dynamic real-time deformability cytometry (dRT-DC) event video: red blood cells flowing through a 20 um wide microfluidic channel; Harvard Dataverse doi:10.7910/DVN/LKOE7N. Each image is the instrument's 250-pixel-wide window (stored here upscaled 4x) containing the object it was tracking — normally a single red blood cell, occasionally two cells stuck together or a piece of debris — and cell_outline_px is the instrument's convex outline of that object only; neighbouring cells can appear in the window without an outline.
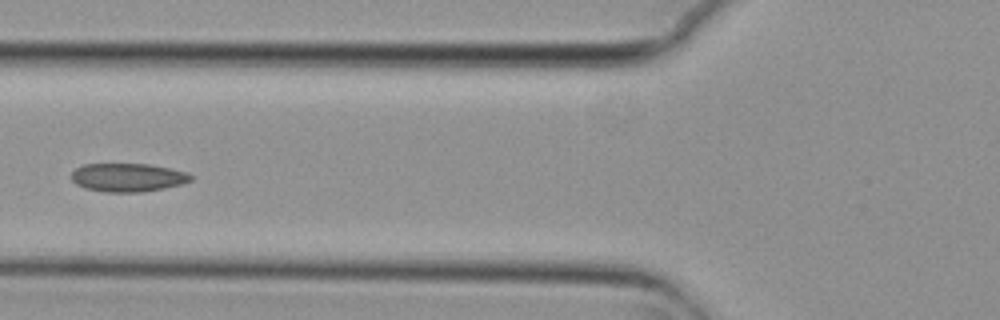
{"species": "common noctule bat (a hibernating species)", "species_latin": "Nyctalus noctula", "temperature_condition": "cold", "stored_images_in_passage": 8, "camera_frame_rate_fps": 3000, "um_per_image_px": 0.085, "animal": {"sex": "female", "body_mass_g": 29.2, "forearm_length_mm": 56.3}, "frame": {"image": 1, "passage_image": 5, "time_ms": 1.333, "image_size_px": [1000, 320], "cell_outline_px": [[192, 180], [180, 184], [164, 188], [144, 192], [104, 192], [84, 188], [76, 184], [72, 180], [72, 172], [76, 168], [84, 164], [148, 164], [172, 168], [188, 172], [192, 176]], "centroid_in_image_um": [10.87, 15.08], "position_along_channel_um": 114.9, "area_um2": 19.88}}
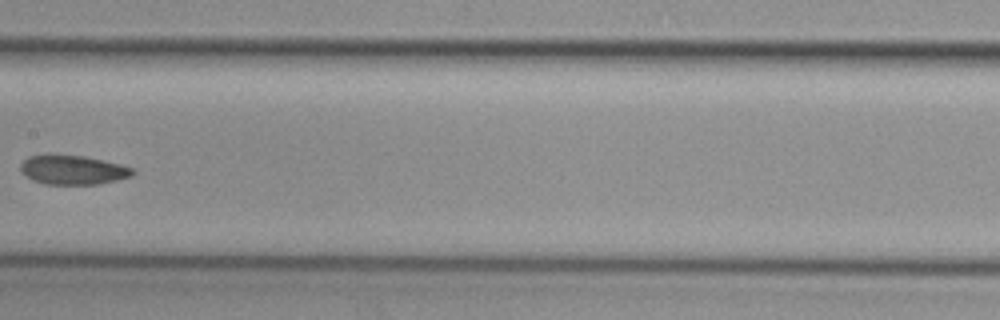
{"frame": {"image": 2, "passage_image": 7, "time_ms": 2.0, "image_size_px": [1000, 320], "cell_outline_px": [[136, 172], [132, 176], [116, 180], [96, 184], [44, 184], [32, 180], [20, 168], [20, 164], [28, 156], [84, 156], [120, 164], [136, 168]], "centroid_in_image_um": [6.26, 14.46], "position_along_channel_um": 201.1, "area_um2": 18.73}}
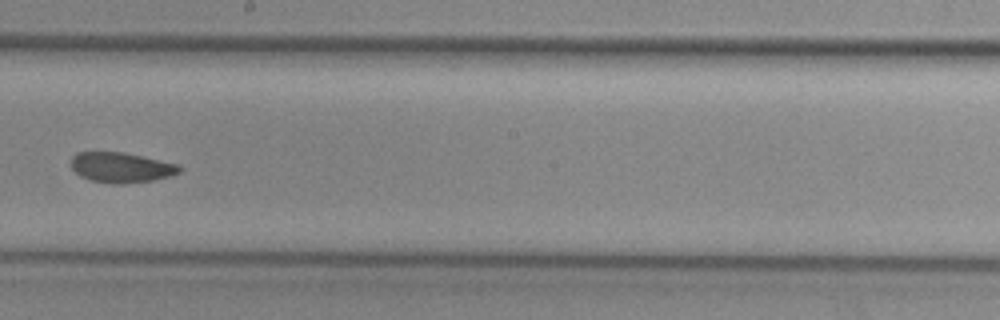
{"frame": {"image": 3, "passage_image": 8, "time_ms": 2.333, "image_size_px": [1000, 320], "cell_outline_px": [[184, 168], [180, 172], [172, 176], [156, 180], [124, 184], [112, 184], [92, 180], [80, 176], [72, 168], [72, 156], [76, 152], [124, 152], [180, 164]], "centroid_in_image_um": [10.37, 14.24], "position_along_channel_um": 237.8, "area_um2": 19.36}}